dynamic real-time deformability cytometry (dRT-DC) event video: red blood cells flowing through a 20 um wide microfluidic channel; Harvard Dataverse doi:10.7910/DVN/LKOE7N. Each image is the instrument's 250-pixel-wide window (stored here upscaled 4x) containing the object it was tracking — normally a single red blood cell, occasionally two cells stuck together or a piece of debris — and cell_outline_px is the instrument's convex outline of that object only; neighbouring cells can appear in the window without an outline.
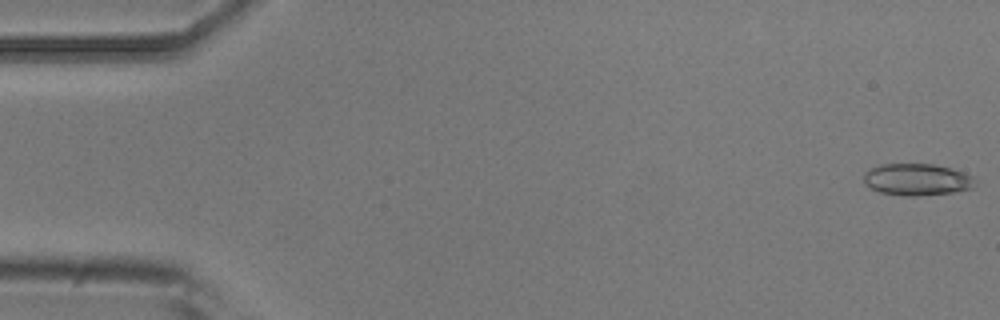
{"species": "common noctule bat (a hibernating species)", "species_latin": "Nyctalus noctula", "temperature_condition": "room temperature", "stored_images_in_passage": 12, "camera_frame_rate_fps": 3000, "um_per_image_px": 0.085, "animal": {"sex": "male", "body_mass_g": 20.5, "forearm_length_mm": 52.5}, "frame": {"image": 1, "passage_image": 1, "time_ms": 0.0, "image_size_px": [1000, 320], "cell_outline_px": [[976, 184], [972, 188], [952, 192], [916, 196], [904, 196], [880, 192], [864, 184], [864, 172], [880, 164], [932, 164], [952, 168], [964, 172], [972, 176]], "centroid_in_image_um": [77.94, 15.26], "position_along_channel_um": 7.1, "area_um2": 20.63}}